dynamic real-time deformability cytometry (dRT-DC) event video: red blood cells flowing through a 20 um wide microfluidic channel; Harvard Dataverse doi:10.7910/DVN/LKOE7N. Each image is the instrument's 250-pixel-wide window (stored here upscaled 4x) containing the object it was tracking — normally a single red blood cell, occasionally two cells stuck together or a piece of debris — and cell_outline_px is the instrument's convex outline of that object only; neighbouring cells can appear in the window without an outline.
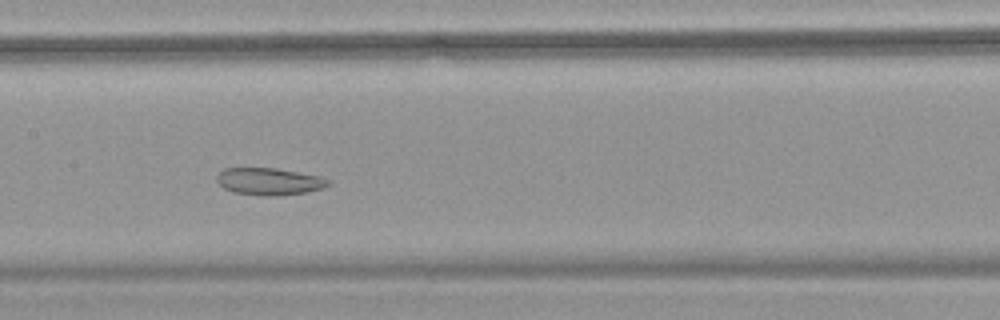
{"species": "common noctule bat (a hibernating species)", "species_latin": "Nyctalus noctula", "temperature_condition": "warm", "stored_images_in_passage": 42, "camera_frame_rate_fps": 3000, "um_per_image_px": 0.085, "animal": {"sex": "female", "body_mass_g": 18.4}, "frame": {"image": 1, "passage_image": 15, "time_ms": 4.667, "image_size_px": [1000, 320], "cell_outline_px": [[332, 184], [324, 188], [308, 192], [280, 196], [264, 196], [232, 192], [224, 188], [216, 180], [216, 176], [224, 168], [276, 168], [324, 176], [332, 180]], "centroid_in_image_um": [22.97, 15.43], "position_along_channel_um": 184.4, "area_um2": 18.09}}
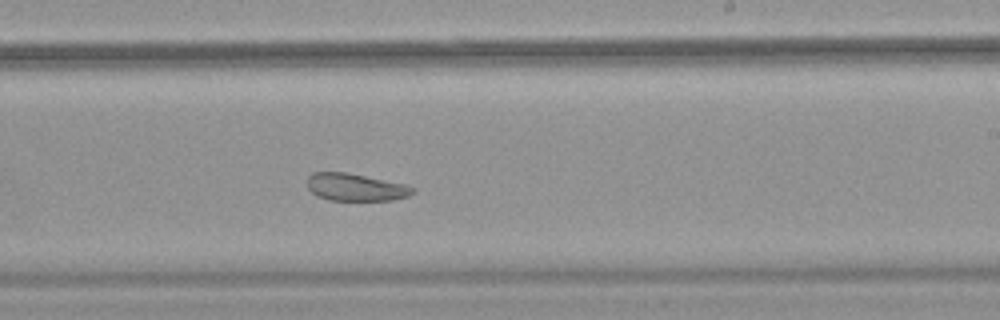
{"frame": {"image": 2, "passage_image": 21, "time_ms": 6.667, "image_size_px": [1000, 320], "cell_outline_px": [[416, 192], [408, 196], [392, 200], [328, 200], [316, 196], [308, 188], [308, 176], [312, 172], [348, 172], [404, 184], [416, 188]], "centroid_in_image_um": [30.23, 15.91], "position_along_channel_um": 258.8, "area_um2": 16.94}}
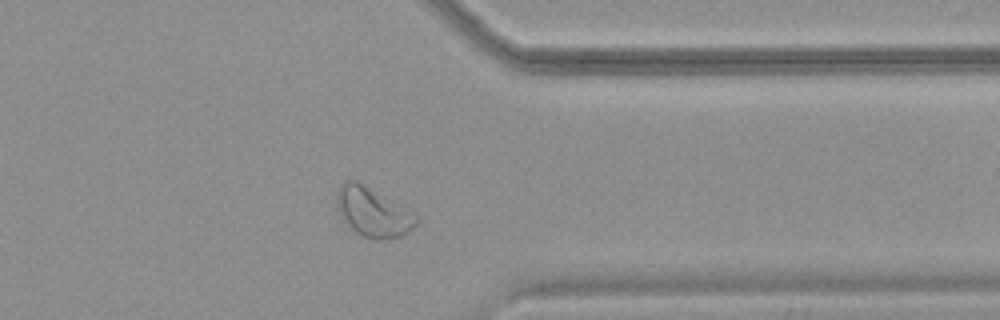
{"frame": {"image": 3, "passage_image": 31, "time_ms": 10.0, "image_size_px": [1000, 320], "cell_outline_px": [[420, 220], [412, 228], [400, 236], [380, 240], [372, 240], [360, 236], [348, 224], [340, 212], [336, 204], [336, 192], [340, 184], [344, 180], [356, 180], [420, 216]], "centroid_in_image_um": [31.7, 18.03], "position_along_channel_um": 379.7, "area_um2": 22.66}, "authors_computed_cell_mechanics": {"area_um2": 20.1433, "velocity_mm_per_s": 3.728, "shape_relaxation_time_tau1_ms": null, "shape_relaxation_time_tau2_ms": 1.9462, "deformation_change_tau1": null, "deformation_change_tau2": 0.0748}}